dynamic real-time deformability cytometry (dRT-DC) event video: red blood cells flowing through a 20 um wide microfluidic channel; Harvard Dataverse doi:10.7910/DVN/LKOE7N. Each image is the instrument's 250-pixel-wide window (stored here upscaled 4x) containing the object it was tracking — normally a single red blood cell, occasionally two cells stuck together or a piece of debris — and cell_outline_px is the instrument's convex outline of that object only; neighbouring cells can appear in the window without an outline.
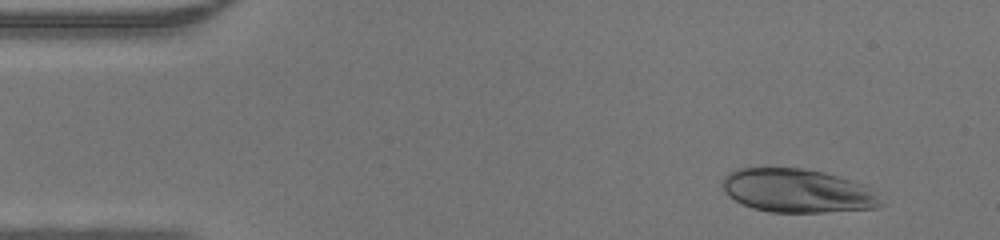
{"species": "human", "species_latin": "Homo sapiens", "temperature_condition": "warm", "stored_images_in_passage": 43, "camera_frame_rate_fps": 3000, "um_per_image_px": 0.085, "donor": {"sex": "male"}, "frame": {"image": 1, "passage_image": 1, "time_ms": 0.0, "image_size_px": [1000, 240], "cell_outline_px": [[884, 204], [876, 208], [824, 212], [772, 212], [752, 208], [728, 196], [724, 192], [724, 176], [740, 168], [804, 168], [824, 172], [868, 184], [884, 192]], "centroid_in_image_um": [67.96, 16.21], "position_along_channel_um": 17.0, "area_um2": 40.98}}
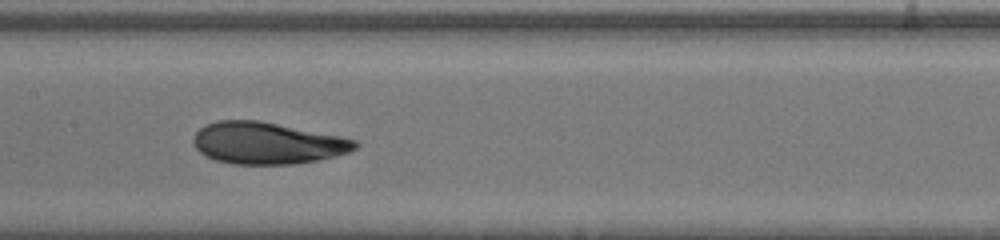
{"frame": {"image": 2, "passage_image": 19, "time_ms": 6.0, "image_size_px": [1000, 240], "cell_outline_px": [[360, 144], [356, 148], [348, 152], [336, 156], [316, 160], [292, 164], [232, 164], [216, 160], [204, 156], [196, 148], [192, 140], [196, 132], [200, 128], [216, 120], [260, 120], [340, 136], [356, 140]], "centroid_in_image_um": [22.7, 12.16], "position_along_channel_um": 184.7, "area_um2": 39.42}}
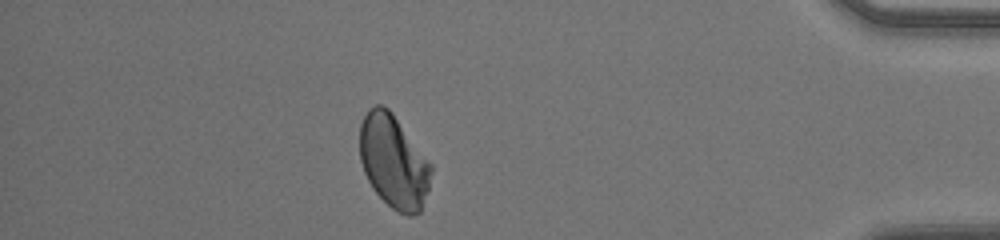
{"frame": {"image": 3, "passage_image": 37, "time_ms": 12.0, "image_size_px": [1000, 240], "cell_outline_px": [[432, 172], [428, 188], [420, 212], [412, 216], [408, 216], [392, 208], [372, 188], [364, 172], [360, 160], [360, 124], [368, 108], [376, 104], [380, 104], [388, 108], [392, 112], [432, 164]], "centroid_in_image_um": [33.45, 13.71], "position_along_channel_um": 401.7, "area_um2": 38.67}}